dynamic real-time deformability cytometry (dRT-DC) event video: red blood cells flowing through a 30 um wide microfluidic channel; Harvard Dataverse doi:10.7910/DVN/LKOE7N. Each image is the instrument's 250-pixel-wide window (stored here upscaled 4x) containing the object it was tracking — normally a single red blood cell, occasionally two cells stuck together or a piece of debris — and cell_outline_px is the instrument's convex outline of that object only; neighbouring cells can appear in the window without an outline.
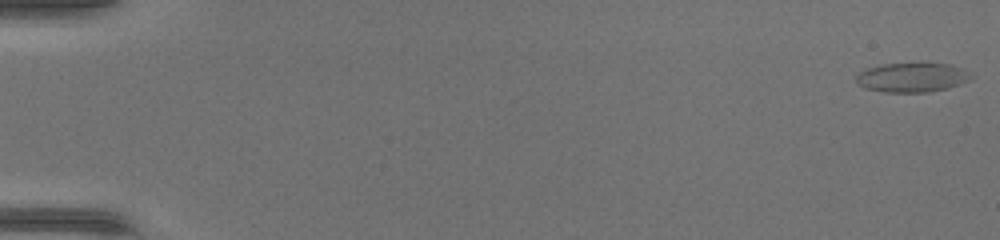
{"species": "common noctule bat (a hibernating species)", "species_latin": "Nyctalus noctula", "temperature_condition": "warm", "stored_images_in_passage": 48, "camera_frame_rate_fps": 3000, "um_per_image_px": 0.085, "animal": {"sex": "female", "body_mass_g": 17.0, "forearm_length_mm": 48.0}, "frame": {"image": 1, "passage_image": 1, "time_ms": 0.0, "image_size_px": [1000, 240], "cell_outline_px": [[976, 76], [972, 80], [948, 88], [928, 92], [884, 92], [864, 88], [856, 84], [856, 76], [860, 72], [868, 68], [880, 64], [952, 64], [964, 68]], "centroid_in_image_um": [77.58, 6.59], "position_along_channel_um": 7.4, "area_um2": 19.88}}
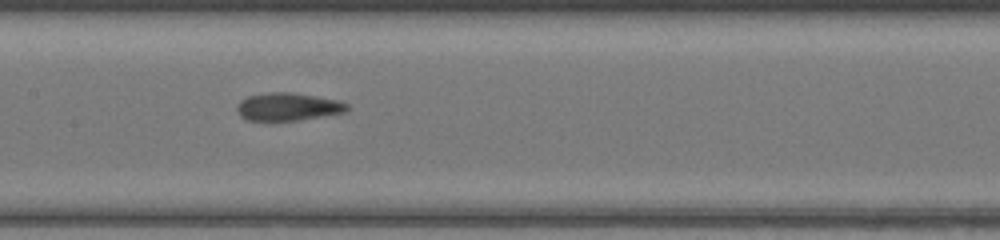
{"frame": {"image": 2, "passage_image": 25, "time_ms": 8.0, "image_size_px": [1000, 240], "cell_outline_px": [[348, 108], [344, 112], [296, 120], [244, 120], [240, 116], [236, 108], [236, 104], [240, 100], [248, 96], [272, 92], [292, 92], [316, 96], [336, 100], [348, 104]], "centroid_in_image_um": [24.41, 9.06], "position_along_channel_um": 183.0, "area_um2": 17.63}}
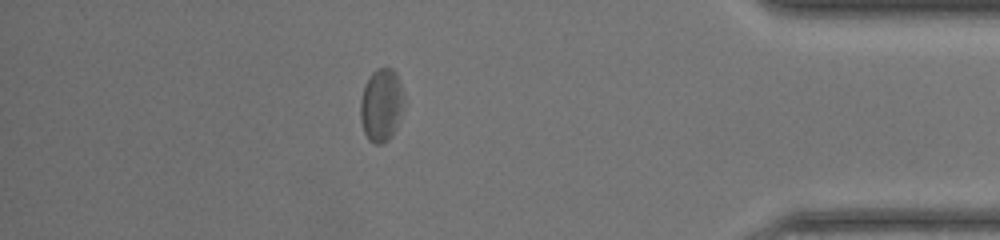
{"frame": {"image": 3, "passage_image": 42, "time_ms": 13.667, "image_size_px": [1000, 240], "cell_outline_px": [[400, 108], [396, 128], [388, 140], [380, 144], [376, 144], [368, 140], [364, 132], [360, 120], [360, 100], [364, 84], [372, 72], [380, 68], [392, 68], [396, 72], [400, 84]], "centroid_in_image_um": [32.33, 8.93], "position_along_channel_um": 402.9, "area_um2": 17.92}}